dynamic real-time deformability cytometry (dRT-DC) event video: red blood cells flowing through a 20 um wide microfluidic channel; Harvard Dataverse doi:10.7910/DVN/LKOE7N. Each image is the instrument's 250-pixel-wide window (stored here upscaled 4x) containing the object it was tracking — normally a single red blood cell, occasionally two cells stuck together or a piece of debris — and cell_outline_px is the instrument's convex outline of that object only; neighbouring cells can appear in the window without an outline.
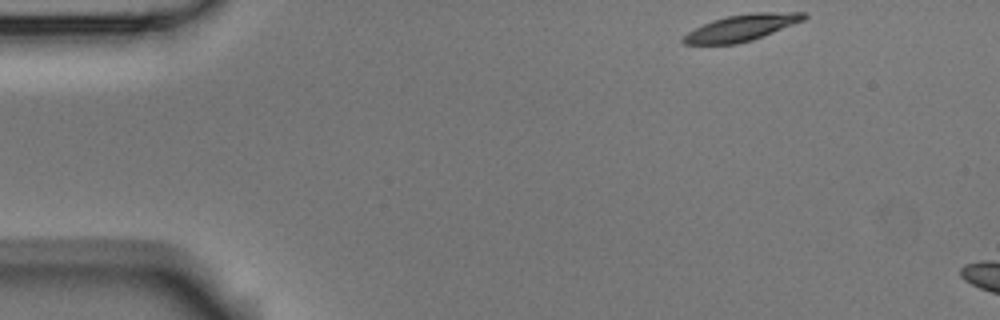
{"species": "Egyptian fruit bat (a non-hibernating species)", "species_latin": "Rousettus aegyptiacus", "temperature_condition": "room temperature", "stored_images_in_passage": 3, "camera_frame_rate_fps": 3000, "um_per_image_px": 0.085, "animal": {"sex": "male"}, "frame": {"image": 1, "passage_image": 1, "time_ms": 0.0, "image_size_px": [1000, 320], "cell_outline_px": [[808, 16], [804, 20], [764, 36], [752, 40], [736, 44], [684, 44], [680, 40], [688, 32], [712, 20], [728, 16], [752, 12], [808, 12]], "centroid_in_image_um": [63.07, 2.35], "position_along_channel_um": 21.9, "area_um2": 18.55}}